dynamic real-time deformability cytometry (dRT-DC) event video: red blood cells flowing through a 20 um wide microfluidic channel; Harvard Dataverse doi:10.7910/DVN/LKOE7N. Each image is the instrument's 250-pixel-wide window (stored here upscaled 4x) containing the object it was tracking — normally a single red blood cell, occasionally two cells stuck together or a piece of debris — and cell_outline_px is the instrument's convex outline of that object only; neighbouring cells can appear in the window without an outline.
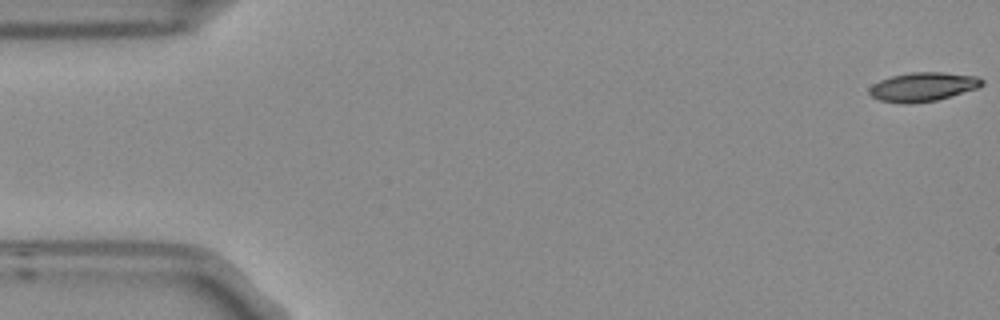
{"species": "Egyptian fruit bat (a non-hibernating species)", "species_latin": "Rousettus aegyptiacus", "temperature_condition": "room temperature", "stored_images_in_passage": 5, "camera_frame_rate_fps": 3000, "um_per_image_px": 0.085, "frame": {"image": 1, "passage_image": 1, "time_ms": 0.0, "image_size_px": [1000, 320], "cell_outline_px": [[984, 84], [976, 88], [952, 96], [936, 100], [908, 104], [900, 104], [880, 100], [872, 96], [868, 92], [868, 88], [872, 84], [880, 80], [892, 76], [912, 72], [944, 72], [976, 76], [984, 80]], "centroid_in_image_um": [78.43, 7.38], "position_along_channel_um": 6.6, "area_um2": 19.07}}
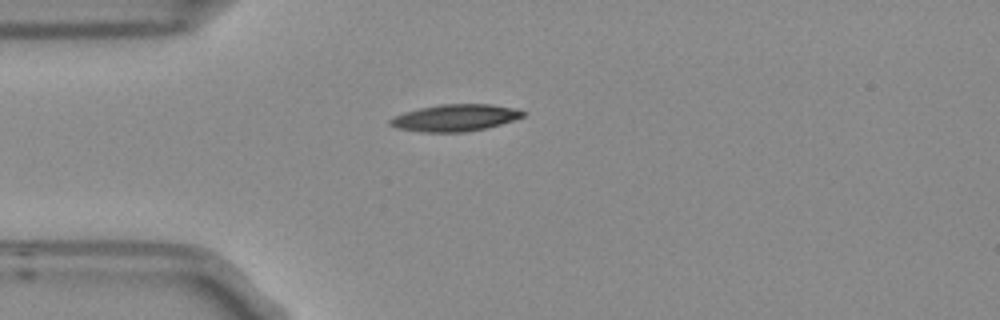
{"frame": {"image": 2, "passage_image": 4, "time_ms": 1.0, "image_size_px": [1000, 320], "cell_outline_px": [[524, 116], [500, 124], [484, 128], [464, 132], [420, 132], [396, 128], [388, 124], [388, 120], [404, 112], [420, 108], [440, 104], [492, 104], [512, 108], [524, 112]], "centroid_in_image_um": [38.62, 10.01], "position_along_channel_um": 46.4, "area_um2": 20.58}}